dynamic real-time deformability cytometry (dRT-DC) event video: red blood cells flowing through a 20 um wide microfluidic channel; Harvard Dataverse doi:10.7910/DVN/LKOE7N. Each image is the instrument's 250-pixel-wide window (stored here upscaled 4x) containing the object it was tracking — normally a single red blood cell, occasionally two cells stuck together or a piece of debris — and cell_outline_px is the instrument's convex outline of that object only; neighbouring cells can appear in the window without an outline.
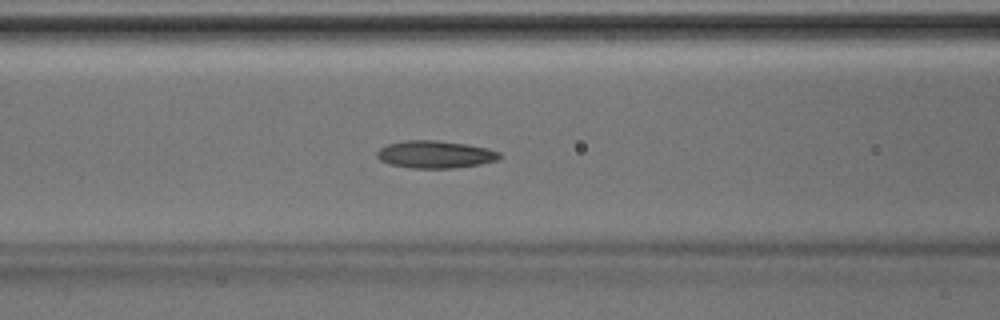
{"species": "Egyptian fruit bat (a non-hibernating species)", "species_latin": "Rousettus aegyptiacus", "temperature_condition": "room temperature", "stored_images_in_passage": 46, "camera_frame_rate_fps": 3000, "um_per_image_px": 0.085, "animal": {"sex": "male"}, "frame": {"image": 1, "passage_image": 18, "time_ms": 5.667, "image_size_px": [1000, 320], "cell_outline_px": [[500, 156], [496, 160], [480, 164], [452, 168], [412, 168], [388, 164], [380, 160], [376, 156], [376, 152], [380, 148], [388, 144], [404, 140], [436, 140], [464, 144], [488, 148], [500, 152]], "centroid_in_image_um": [36.95, 13.12], "position_along_channel_um": 129.7, "area_um2": 19.54}}
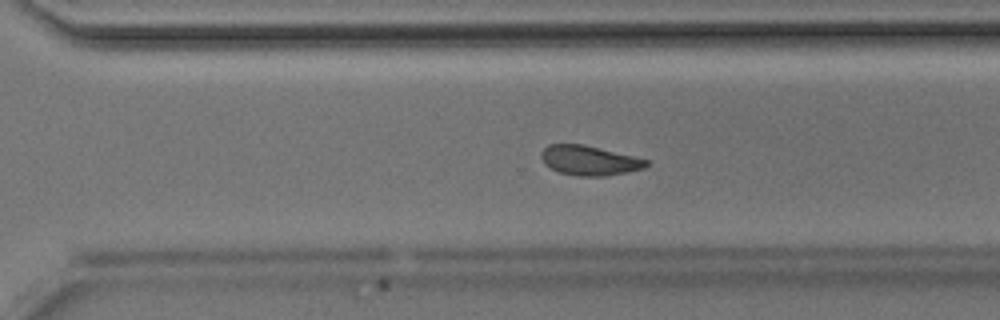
{"frame": {"image": 2, "passage_image": 31, "time_ms": 10.0, "image_size_px": [1000, 320], "cell_outline_px": [[648, 164], [644, 168], [628, 172], [604, 176], [576, 176], [560, 172], [544, 164], [540, 156], [540, 152], [548, 144], [584, 144], [648, 160]], "centroid_in_image_um": [50.06, 13.64], "position_along_channel_um": 320.5, "area_um2": 18.09}}
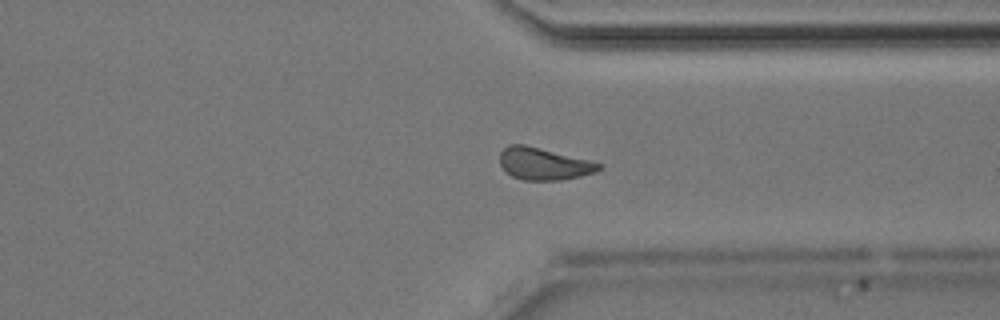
{"frame": {"image": 3, "passage_image": 34, "time_ms": 11.0, "image_size_px": [1000, 320], "cell_outline_px": [[604, 168], [596, 172], [580, 176], [560, 180], [524, 180], [512, 176], [504, 172], [500, 164], [500, 152], [508, 144], [524, 144], [604, 164]], "centroid_in_image_um": [46.21, 13.93], "position_along_channel_um": 365.2, "area_um2": 18.61}}